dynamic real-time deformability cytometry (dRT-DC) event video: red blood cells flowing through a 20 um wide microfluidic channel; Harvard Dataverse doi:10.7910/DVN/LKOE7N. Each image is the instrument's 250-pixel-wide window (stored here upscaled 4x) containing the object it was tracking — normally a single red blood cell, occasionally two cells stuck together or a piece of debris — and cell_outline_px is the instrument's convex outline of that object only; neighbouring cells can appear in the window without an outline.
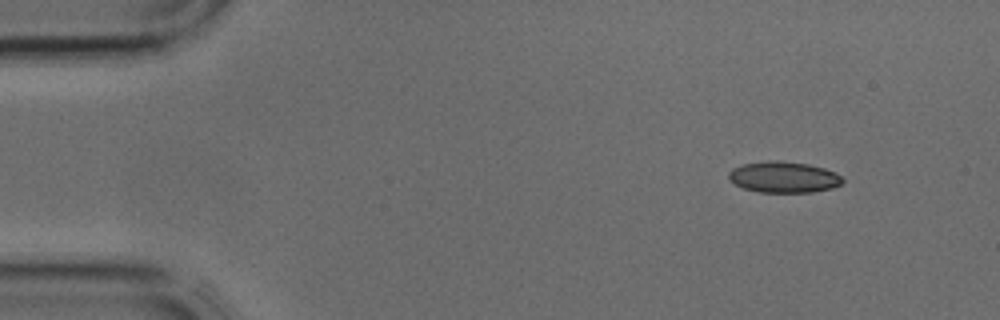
{"species": "common noctule bat (a hibernating species)", "species_latin": "Nyctalus noctula", "temperature_condition": "cold", "stored_images_in_passage": 2, "segment_of_instrument_passage": [2, 2], "camera_frame_rate_fps": 3000, "um_per_image_px": 0.085, "animal": {"sex": "male", "body_mass_g": 17.9, "forearm_length_mm": 54.2}, "frame": {"image": 1, "passage_image": 2, "time_ms": 0.333, "image_size_px": [1000, 320], "cell_outline_px": [[844, 180], [840, 184], [832, 188], [812, 192], [760, 192], [744, 188], [736, 184], [728, 176], [728, 172], [732, 168], [744, 164], [772, 160], [776, 160], [808, 164], [824, 168], [836, 172]], "centroid_in_image_um": [66.63, 15.05], "position_along_channel_um": 18.4, "area_um2": 20.46}}